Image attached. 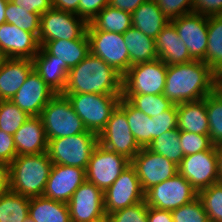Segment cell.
I'll use <instances>...</instances> for the list:
<instances>
[{
    "mask_svg": "<svg viewBox=\"0 0 222 222\" xmlns=\"http://www.w3.org/2000/svg\"><path fill=\"white\" fill-rule=\"evenodd\" d=\"M33 70L56 93H63L68 80L70 68L65 62L50 55L43 47L39 48L37 55L32 59Z\"/></svg>",
    "mask_w": 222,
    "mask_h": 222,
    "instance_id": "obj_23",
    "label": "cell"
},
{
    "mask_svg": "<svg viewBox=\"0 0 222 222\" xmlns=\"http://www.w3.org/2000/svg\"><path fill=\"white\" fill-rule=\"evenodd\" d=\"M131 165L144 192L178 173V165L147 148L140 149L131 160Z\"/></svg>",
    "mask_w": 222,
    "mask_h": 222,
    "instance_id": "obj_15",
    "label": "cell"
},
{
    "mask_svg": "<svg viewBox=\"0 0 222 222\" xmlns=\"http://www.w3.org/2000/svg\"><path fill=\"white\" fill-rule=\"evenodd\" d=\"M177 129L179 131L209 135L205 98L177 105Z\"/></svg>",
    "mask_w": 222,
    "mask_h": 222,
    "instance_id": "obj_25",
    "label": "cell"
},
{
    "mask_svg": "<svg viewBox=\"0 0 222 222\" xmlns=\"http://www.w3.org/2000/svg\"><path fill=\"white\" fill-rule=\"evenodd\" d=\"M80 0H52V7L79 16Z\"/></svg>",
    "mask_w": 222,
    "mask_h": 222,
    "instance_id": "obj_51",
    "label": "cell"
},
{
    "mask_svg": "<svg viewBox=\"0 0 222 222\" xmlns=\"http://www.w3.org/2000/svg\"><path fill=\"white\" fill-rule=\"evenodd\" d=\"M180 173L199 192L220 182L216 146L184 156L178 165Z\"/></svg>",
    "mask_w": 222,
    "mask_h": 222,
    "instance_id": "obj_12",
    "label": "cell"
},
{
    "mask_svg": "<svg viewBox=\"0 0 222 222\" xmlns=\"http://www.w3.org/2000/svg\"><path fill=\"white\" fill-rule=\"evenodd\" d=\"M175 25L190 57L193 60L205 61L208 44V17L195 12L171 20Z\"/></svg>",
    "mask_w": 222,
    "mask_h": 222,
    "instance_id": "obj_16",
    "label": "cell"
},
{
    "mask_svg": "<svg viewBox=\"0 0 222 222\" xmlns=\"http://www.w3.org/2000/svg\"><path fill=\"white\" fill-rule=\"evenodd\" d=\"M25 222H34V221L28 218Z\"/></svg>",
    "mask_w": 222,
    "mask_h": 222,
    "instance_id": "obj_58",
    "label": "cell"
},
{
    "mask_svg": "<svg viewBox=\"0 0 222 222\" xmlns=\"http://www.w3.org/2000/svg\"><path fill=\"white\" fill-rule=\"evenodd\" d=\"M85 180V169L53 164L43 196L68 203L73 193Z\"/></svg>",
    "mask_w": 222,
    "mask_h": 222,
    "instance_id": "obj_19",
    "label": "cell"
},
{
    "mask_svg": "<svg viewBox=\"0 0 222 222\" xmlns=\"http://www.w3.org/2000/svg\"><path fill=\"white\" fill-rule=\"evenodd\" d=\"M179 138L184 156L195 154L203 150H210L214 146L209 135L180 131Z\"/></svg>",
    "mask_w": 222,
    "mask_h": 222,
    "instance_id": "obj_41",
    "label": "cell"
},
{
    "mask_svg": "<svg viewBox=\"0 0 222 222\" xmlns=\"http://www.w3.org/2000/svg\"><path fill=\"white\" fill-rule=\"evenodd\" d=\"M133 107L150 117L158 116L170 109L174 104L163 94L122 95Z\"/></svg>",
    "mask_w": 222,
    "mask_h": 222,
    "instance_id": "obj_35",
    "label": "cell"
},
{
    "mask_svg": "<svg viewBox=\"0 0 222 222\" xmlns=\"http://www.w3.org/2000/svg\"><path fill=\"white\" fill-rule=\"evenodd\" d=\"M90 53L101 58L122 76L130 68L129 53L121 33L86 30Z\"/></svg>",
    "mask_w": 222,
    "mask_h": 222,
    "instance_id": "obj_11",
    "label": "cell"
},
{
    "mask_svg": "<svg viewBox=\"0 0 222 222\" xmlns=\"http://www.w3.org/2000/svg\"><path fill=\"white\" fill-rule=\"evenodd\" d=\"M209 137L214 146L222 145V96L214 90L205 97Z\"/></svg>",
    "mask_w": 222,
    "mask_h": 222,
    "instance_id": "obj_36",
    "label": "cell"
},
{
    "mask_svg": "<svg viewBox=\"0 0 222 222\" xmlns=\"http://www.w3.org/2000/svg\"><path fill=\"white\" fill-rule=\"evenodd\" d=\"M218 80L203 61L167 66L163 95L175 105L202 100L215 90Z\"/></svg>",
    "mask_w": 222,
    "mask_h": 222,
    "instance_id": "obj_1",
    "label": "cell"
},
{
    "mask_svg": "<svg viewBox=\"0 0 222 222\" xmlns=\"http://www.w3.org/2000/svg\"><path fill=\"white\" fill-rule=\"evenodd\" d=\"M171 214L173 222H210L198 197L186 205L171 210Z\"/></svg>",
    "mask_w": 222,
    "mask_h": 222,
    "instance_id": "obj_40",
    "label": "cell"
},
{
    "mask_svg": "<svg viewBox=\"0 0 222 222\" xmlns=\"http://www.w3.org/2000/svg\"><path fill=\"white\" fill-rule=\"evenodd\" d=\"M151 118L154 121V139L169 130L177 129V105L174 104L162 114Z\"/></svg>",
    "mask_w": 222,
    "mask_h": 222,
    "instance_id": "obj_44",
    "label": "cell"
},
{
    "mask_svg": "<svg viewBox=\"0 0 222 222\" xmlns=\"http://www.w3.org/2000/svg\"><path fill=\"white\" fill-rule=\"evenodd\" d=\"M71 222H89L105 214L104 192L85 180L67 203Z\"/></svg>",
    "mask_w": 222,
    "mask_h": 222,
    "instance_id": "obj_17",
    "label": "cell"
},
{
    "mask_svg": "<svg viewBox=\"0 0 222 222\" xmlns=\"http://www.w3.org/2000/svg\"><path fill=\"white\" fill-rule=\"evenodd\" d=\"M39 117L48 140L74 136L87 131L71 102L62 93H57L47 103Z\"/></svg>",
    "mask_w": 222,
    "mask_h": 222,
    "instance_id": "obj_5",
    "label": "cell"
},
{
    "mask_svg": "<svg viewBox=\"0 0 222 222\" xmlns=\"http://www.w3.org/2000/svg\"><path fill=\"white\" fill-rule=\"evenodd\" d=\"M155 48L158 59H161L167 66L193 61L185 42L179 38L175 25L171 21L155 38Z\"/></svg>",
    "mask_w": 222,
    "mask_h": 222,
    "instance_id": "obj_21",
    "label": "cell"
},
{
    "mask_svg": "<svg viewBox=\"0 0 222 222\" xmlns=\"http://www.w3.org/2000/svg\"><path fill=\"white\" fill-rule=\"evenodd\" d=\"M39 45L42 47L52 40L81 39L87 30L88 23L76 14L51 8L41 15Z\"/></svg>",
    "mask_w": 222,
    "mask_h": 222,
    "instance_id": "obj_9",
    "label": "cell"
},
{
    "mask_svg": "<svg viewBox=\"0 0 222 222\" xmlns=\"http://www.w3.org/2000/svg\"><path fill=\"white\" fill-rule=\"evenodd\" d=\"M39 48L38 38L33 33L7 22L0 25V51L7 58L32 60Z\"/></svg>",
    "mask_w": 222,
    "mask_h": 222,
    "instance_id": "obj_20",
    "label": "cell"
},
{
    "mask_svg": "<svg viewBox=\"0 0 222 222\" xmlns=\"http://www.w3.org/2000/svg\"><path fill=\"white\" fill-rule=\"evenodd\" d=\"M30 116L10 100H0V130L14 135Z\"/></svg>",
    "mask_w": 222,
    "mask_h": 222,
    "instance_id": "obj_38",
    "label": "cell"
},
{
    "mask_svg": "<svg viewBox=\"0 0 222 222\" xmlns=\"http://www.w3.org/2000/svg\"><path fill=\"white\" fill-rule=\"evenodd\" d=\"M131 26V13L107 5L88 23L87 30L124 34Z\"/></svg>",
    "mask_w": 222,
    "mask_h": 222,
    "instance_id": "obj_31",
    "label": "cell"
},
{
    "mask_svg": "<svg viewBox=\"0 0 222 222\" xmlns=\"http://www.w3.org/2000/svg\"><path fill=\"white\" fill-rule=\"evenodd\" d=\"M52 166L47 152L17 155L9 165L10 190L28 198L43 196Z\"/></svg>",
    "mask_w": 222,
    "mask_h": 222,
    "instance_id": "obj_3",
    "label": "cell"
},
{
    "mask_svg": "<svg viewBox=\"0 0 222 222\" xmlns=\"http://www.w3.org/2000/svg\"><path fill=\"white\" fill-rule=\"evenodd\" d=\"M148 0H109V6L125 12L133 13L136 8Z\"/></svg>",
    "mask_w": 222,
    "mask_h": 222,
    "instance_id": "obj_49",
    "label": "cell"
},
{
    "mask_svg": "<svg viewBox=\"0 0 222 222\" xmlns=\"http://www.w3.org/2000/svg\"><path fill=\"white\" fill-rule=\"evenodd\" d=\"M193 12L207 17L222 15V0H193Z\"/></svg>",
    "mask_w": 222,
    "mask_h": 222,
    "instance_id": "obj_47",
    "label": "cell"
},
{
    "mask_svg": "<svg viewBox=\"0 0 222 222\" xmlns=\"http://www.w3.org/2000/svg\"><path fill=\"white\" fill-rule=\"evenodd\" d=\"M57 93L32 70L23 85L10 100L29 116H40L41 111Z\"/></svg>",
    "mask_w": 222,
    "mask_h": 222,
    "instance_id": "obj_18",
    "label": "cell"
},
{
    "mask_svg": "<svg viewBox=\"0 0 222 222\" xmlns=\"http://www.w3.org/2000/svg\"><path fill=\"white\" fill-rule=\"evenodd\" d=\"M89 222H111V218H110V215L109 214H104L98 218H95V219H92L91 221Z\"/></svg>",
    "mask_w": 222,
    "mask_h": 222,
    "instance_id": "obj_55",
    "label": "cell"
},
{
    "mask_svg": "<svg viewBox=\"0 0 222 222\" xmlns=\"http://www.w3.org/2000/svg\"><path fill=\"white\" fill-rule=\"evenodd\" d=\"M167 65L156 59L131 66L123 75L122 95L163 94Z\"/></svg>",
    "mask_w": 222,
    "mask_h": 222,
    "instance_id": "obj_7",
    "label": "cell"
},
{
    "mask_svg": "<svg viewBox=\"0 0 222 222\" xmlns=\"http://www.w3.org/2000/svg\"><path fill=\"white\" fill-rule=\"evenodd\" d=\"M109 0H80L79 2V17L84 19L87 23L107 5Z\"/></svg>",
    "mask_w": 222,
    "mask_h": 222,
    "instance_id": "obj_45",
    "label": "cell"
},
{
    "mask_svg": "<svg viewBox=\"0 0 222 222\" xmlns=\"http://www.w3.org/2000/svg\"><path fill=\"white\" fill-rule=\"evenodd\" d=\"M28 217L34 222H71L67 203L44 196L30 198Z\"/></svg>",
    "mask_w": 222,
    "mask_h": 222,
    "instance_id": "obj_28",
    "label": "cell"
},
{
    "mask_svg": "<svg viewBox=\"0 0 222 222\" xmlns=\"http://www.w3.org/2000/svg\"><path fill=\"white\" fill-rule=\"evenodd\" d=\"M6 59L7 57L0 51V68Z\"/></svg>",
    "mask_w": 222,
    "mask_h": 222,
    "instance_id": "obj_57",
    "label": "cell"
},
{
    "mask_svg": "<svg viewBox=\"0 0 222 222\" xmlns=\"http://www.w3.org/2000/svg\"><path fill=\"white\" fill-rule=\"evenodd\" d=\"M15 5L27 9L29 13L44 14L52 8V0H12Z\"/></svg>",
    "mask_w": 222,
    "mask_h": 222,
    "instance_id": "obj_48",
    "label": "cell"
},
{
    "mask_svg": "<svg viewBox=\"0 0 222 222\" xmlns=\"http://www.w3.org/2000/svg\"><path fill=\"white\" fill-rule=\"evenodd\" d=\"M215 90L222 96V83L218 80Z\"/></svg>",
    "mask_w": 222,
    "mask_h": 222,
    "instance_id": "obj_56",
    "label": "cell"
},
{
    "mask_svg": "<svg viewBox=\"0 0 222 222\" xmlns=\"http://www.w3.org/2000/svg\"><path fill=\"white\" fill-rule=\"evenodd\" d=\"M198 197L196 189L180 174L153 186L145 192L148 207L174 210Z\"/></svg>",
    "mask_w": 222,
    "mask_h": 222,
    "instance_id": "obj_8",
    "label": "cell"
},
{
    "mask_svg": "<svg viewBox=\"0 0 222 222\" xmlns=\"http://www.w3.org/2000/svg\"><path fill=\"white\" fill-rule=\"evenodd\" d=\"M110 215L111 222H148V205L143 200L133 206L117 210Z\"/></svg>",
    "mask_w": 222,
    "mask_h": 222,
    "instance_id": "obj_42",
    "label": "cell"
},
{
    "mask_svg": "<svg viewBox=\"0 0 222 222\" xmlns=\"http://www.w3.org/2000/svg\"><path fill=\"white\" fill-rule=\"evenodd\" d=\"M132 26L140 30L143 34L155 39L163 27L170 22L155 0H148L139 5L131 14Z\"/></svg>",
    "mask_w": 222,
    "mask_h": 222,
    "instance_id": "obj_27",
    "label": "cell"
},
{
    "mask_svg": "<svg viewBox=\"0 0 222 222\" xmlns=\"http://www.w3.org/2000/svg\"><path fill=\"white\" fill-rule=\"evenodd\" d=\"M210 222H222V182L198 192Z\"/></svg>",
    "mask_w": 222,
    "mask_h": 222,
    "instance_id": "obj_39",
    "label": "cell"
},
{
    "mask_svg": "<svg viewBox=\"0 0 222 222\" xmlns=\"http://www.w3.org/2000/svg\"><path fill=\"white\" fill-rule=\"evenodd\" d=\"M122 79L113 67L89 53L70 68L63 93L122 94Z\"/></svg>",
    "mask_w": 222,
    "mask_h": 222,
    "instance_id": "obj_2",
    "label": "cell"
},
{
    "mask_svg": "<svg viewBox=\"0 0 222 222\" xmlns=\"http://www.w3.org/2000/svg\"><path fill=\"white\" fill-rule=\"evenodd\" d=\"M118 106L126 113L129 128L140 148H147L154 139V121L121 97Z\"/></svg>",
    "mask_w": 222,
    "mask_h": 222,
    "instance_id": "obj_29",
    "label": "cell"
},
{
    "mask_svg": "<svg viewBox=\"0 0 222 222\" xmlns=\"http://www.w3.org/2000/svg\"><path fill=\"white\" fill-rule=\"evenodd\" d=\"M10 190L9 164L0 162V195Z\"/></svg>",
    "mask_w": 222,
    "mask_h": 222,
    "instance_id": "obj_52",
    "label": "cell"
},
{
    "mask_svg": "<svg viewBox=\"0 0 222 222\" xmlns=\"http://www.w3.org/2000/svg\"><path fill=\"white\" fill-rule=\"evenodd\" d=\"M219 81L222 83V74L219 76Z\"/></svg>",
    "mask_w": 222,
    "mask_h": 222,
    "instance_id": "obj_59",
    "label": "cell"
},
{
    "mask_svg": "<svg viewBox=\"0 0 222 222\" xmlns=\"http://www.w3.org/2000/svg\"><path fill=\"white\" fill-rule=\"evenodd\" d=\"M217 150V162H218V175L220 182H222V145L216 146Z\"/></svg>",
    "mask_w": 222,
    "mask_h": 222,
    "instance_id": "obj_53",
    "label": "cell"
},
{
    "mask_svg": "<svg viewBox=\"0 0 222 222\" xmlns=\"http://www.w3.org/2000/svg\"><path fill=\"white\" fill-rule=\"evenodd\" d=\"M98 143L130 161L141 149L129 128L126 113L118 105L112 111L105 129L98 135Z\"/></svg>",
    "mask_w": 222,
    "mask_h": 222,
    "instance_id": "obj_13",
    "label": "cell"
},
{
    "mask_svg": "<svg viewBox=\"0 0 222 222\" xmlns=\"http://www.w3.org/2000/svg\"><path fill=\"white\" fill-rule=\"evenodd\" d=\"M42 47L69 68L78 65L90 53L87 34L81 39L48 41Z\"/></svg>",
    "mask_w": 222,
    "mask_h": 222,
    "instance_id": "obj_26",
    "label": "cell"
},
{
    "mask_svg": "<svg viewBox=\"0 0 222 222\" xmlns=\"http://www.w3.org/2000/svg\"><path fill=\"white\" fill-rule=\"evenodd\" d=\"M145 199V192L135 168L130 164L117 180L104 191V210L111 214Z\"/></svg>",
    "mask_w": 222,
    "mask_h": 222,
    "instance_id": "obj_14",
    "label": "cell"
},
{
    "mask_svg": "<svg viewBox=\"0 0 222 222\" xmlns=\"http://www.w3.org/2000/svg\"><path fill=\"white\" fill-rule=\"evenodd\" d=\"M179 136L180 131L178 129L169 130L153 139L147 149L179 165L184 158Z\"/></svg>",
    "mask_w": 222,
    "mask_h": 222,
    "instance_id": "obj_34",
    "label": "cell"
},
{
    "mask_svg": "<svg viewBox=\"0 0 222 222\" xmlns=\"http://www.w3.org/2000/svg\"><path fill=\"white\" fill-rule=\"evenodd\" d=\"M98 144V135L86 131L74 136L48 140L47 153L53 164L87 168Z\"/></svg>",
    "mask_w": 222,
    "mask_h": 222,
    "instance_id": "obj_6",
    "label": "cell"
},
{
    "mask_svg": "<svg viewBox=\"0 0 222 222\" xmlns=\"http://www.w3.org/2000/svg\"><path fill=\"white\" fill-rule=\"evenodd\" d=\"M130 164L131 161L125 156L106 149L98 143L85 170L86 180L104 192Z\"/></svg>",
    "mask_w": 222,
    "mask_h": 222,
    "instance_id": "obj_10",
    "label": "cell"
},
{
    "mask_svg": "<svg viewBox=\"0 0 222 222\" xmlns=\"http://www.w3.org/2000/svg\"><path fill=\"white\" fill-rule=\"evenodd\" d=\"M204 62L218 76L222 74V15L208 16V44Z\"/></svg>",
    "mask_w": 222,
    "mask_h": 222,
    "instance_id": "obj_32",
    "label": "cell"
},
{
    "mask_svg": "<svg viewBox=\"0 0 222 222\" xmlns=\"http://www.w3.org/2000/svg\"><path fill=\"white\" fill-rule=\"evenodd\" d=\"M122 35L129 53L130 67L158 59L155 39L148 37L133 26Z\"/></svg>",
    "mask_w": 222,
    "mask_h": 222,
    "instance_id": "obj_30",
    "label": "cell"
},
{
    "mask_svg": "<svg viewBox=\"0 0 222 222\" xmlns=\"http://www.w3.org/2000/svg\"><path fill=\"white\" fill-rule=\"evenodd\" d=\"M7 3V0H0V25L6 22L5 11Z\"/></svg>",
    "mask_w": 222,
    "mask_h": 222,
    "instance_id": "obj_54",
    "label": "cell"
},
{
    "mask_svg": "<svg viewBox=\"0 0 222 222\" xmlns=\"http://www.w3.org/2000/svg\"><path fill=\"white\" fill-rule=\"evenodd\" d=\"M62 94L69 99L85 128L96 135H99L105 129L112 111L117 107L122 97V94Z\"/></svg>",
    "mask_w": 222,
    "mask_h": 222,
    "instance_id": "obj_4",
    "label": "cell"
},
{
    "mask_svg": "<svg viewBox=\"0 0 222 222\" xmlns=\"http://www.w3.org/2000/svg\"><path fill=\"white\" fill-rule=\"evenodd\" d=\"M32 70L31 59L7 58L0 68V100H11Z\"/></svg>",
    "mask_w": 222,
    "mask_h": 222,
    "instance_id": "obj_24",
    "label": "cell"
},
{
    "mask_svg": "<svg viewBox=\"0 0 222 222\" xmlns=\"http://www.w3.org/2000/svg\"><path fill=\"white\" fill-rule=\"evenodd\" d=\"M168 20L193 12V0H155Z\"/></svg>",
    "mask_w": 222,
    "mask_h": 222,
    "instance_id": "obj_43",
    "label": "cell"
},
{
    "mask_svg": "<svg viewBox=\"0 0 222 222\" xmlns=\"http://www.w3.org/2000/svg\"><path fill=\"white\" fill-rule=\"evenodd\" d=\"M17 155L47 152L48 139L39 116H30L13 135Z\"/></svg>",
    "mask_w": 222,
    "mask_h": 222,
    "instance_id": "obj_22",
    "label": "cell"
},
{
    "mask_svg": "<svg viewBox=\"0 0 222 222\" xmlns=\"http://www.w3.org/2000/svg\"><path fill=\"white\" fill-rule=\"evenodd\" d=\"M16 156L17 153L13 135L0 130V162L10 165Z\"/></svg>",
    "mask_w": 222,
    "mask_h": 222,
    "instance_id": "obj_46",
    "label": "cell"
},
{
    "mask_svg": "<svg viewBox=\"0 0 222 222\" xmlns=\"http://www.w3.org/2000/svg\"><path fill=\"white\" fill-rule=\"evenodd\" d=\"M6 22L33 33L37 38L40 34L41 15L29 13L27 9L8 1L5 11Z\"/></svg>",
    "mask_w": 222,
    "mask_h": 222,
    "instance_id": "obj_37",
    "label": "cell"
},
{
    "mask_svg": "<svg viewBox=\"0 0 222 222\" xmlns=\"http://www.w3.org/2000/svg\"><path fill=\"white\" fill-rule=\"evenodd\" d=\"M148 222H173V217L170 210H160L153 207H148Z\"/></svg>",
    "mask_w": 222,
    "mask_h": 222,
    "instance_id": "obj_50",
    "label": "cell"
},
{
    "mask_svg": "<svg viewBox=\"0 0 222 222\" xmlns=\"http://www.w3.org/2000/svg\"><path fill=\"white\" fill-rule=\"evenodd\" d=\"M30 198L11 190L0 195V222H25Z\"/></svg>",
    "mask_w": 222,
    "mask_h": 222,
    "instance_id": "obj_33",
    "label": "cell"
}]
</instances>
